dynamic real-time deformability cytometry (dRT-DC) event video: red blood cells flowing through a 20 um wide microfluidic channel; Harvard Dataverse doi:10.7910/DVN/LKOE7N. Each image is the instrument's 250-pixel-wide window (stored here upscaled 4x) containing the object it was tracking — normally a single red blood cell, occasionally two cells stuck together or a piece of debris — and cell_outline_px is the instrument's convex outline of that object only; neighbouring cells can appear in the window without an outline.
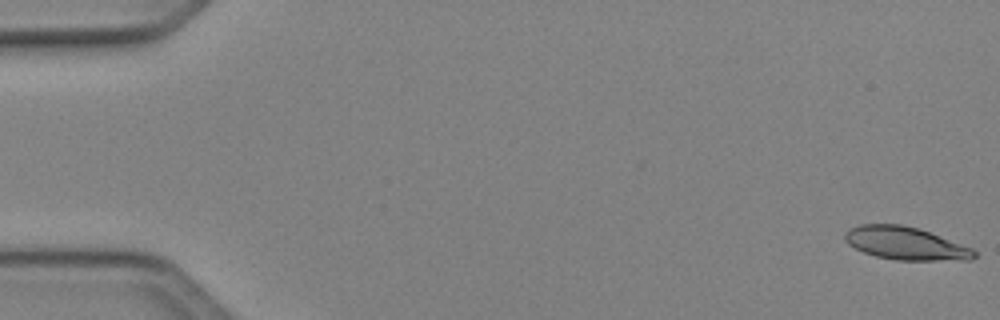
{"species": "Egyptian fruit bat (a non-hibernating species)", "species_latin": "Rousettus aegyptiacus", "temperature_condition": "cold", "stored_images_in_passage": 50, "camera_frame_rate_fps": 3000, "um_per_image_px": 0.085, "animal": {"sex": "female"}, "frame": {"image": 1, "passage_image": 1, "time_ms": 0.0, "image_size_px": [1000, 320], "cell_outline_px": [[976, 256], [972, 260], [896, 260], [876, 256], [864, 252], [848, 244], [844, 240], [844, 232], [848, 228], [860, 224], [900, 224], [920, 228], [972, 248], [976, 252]], "centroid_in_image_um": [76.96, 20.68], "position_along_channel_um": 8.0, "area_um2": 24.91}}
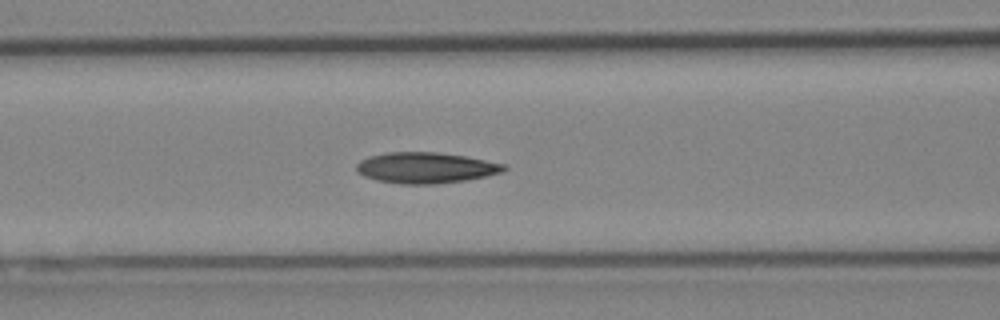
{"frame": {"image": 2, "passage_image": 21, "time_ms": 6.667, "image_size_px": [1000, 320], "cell_outline_px": [[508, 168], [504, 172], [464, 180], [436, 184], [400, 184], [376, 180], [364, 176], [356, 172], [356, 164], [360, 160], [368, 156], [388, 152], [436, 152], [464, 156], [504, 164]], "centroid_in_image_um": [36.14, 14.26], "position_along_channel_um": 130.5, "area_um2": 26.53}}
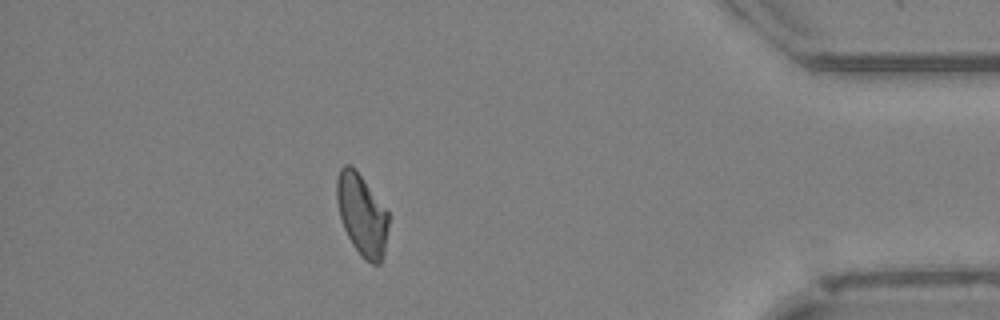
{"frame": {"image": 3, "passage_image": 44, "time_ms": 14.333, "image_size_px": [1000, 320], "cell_outline_px": [[388, 224], [384, 252], [380, 264], [372, 264], [360, 256], [352, 244], [344, 228], [340, 216], [336, 200], [336, 180], [340, 168], [344, 164], [352, 164], [356, 168], [388, 212]], "centroid_in_image_um": [30.74, 18.22], "position_along_channel_um": 404.5, "area_um2": 24.62}, "authors_computed_cell_mechanics": {"area_um2": 25.0563, "velocity_mm_per_s": 4.1292, "shape_relaxation_time_tau1_ms": null, "shape_relaxation_time_tau2_ms": 4.7579, "deformation_change_tau1": null, "deformation_change_tau2": 0.1136}}